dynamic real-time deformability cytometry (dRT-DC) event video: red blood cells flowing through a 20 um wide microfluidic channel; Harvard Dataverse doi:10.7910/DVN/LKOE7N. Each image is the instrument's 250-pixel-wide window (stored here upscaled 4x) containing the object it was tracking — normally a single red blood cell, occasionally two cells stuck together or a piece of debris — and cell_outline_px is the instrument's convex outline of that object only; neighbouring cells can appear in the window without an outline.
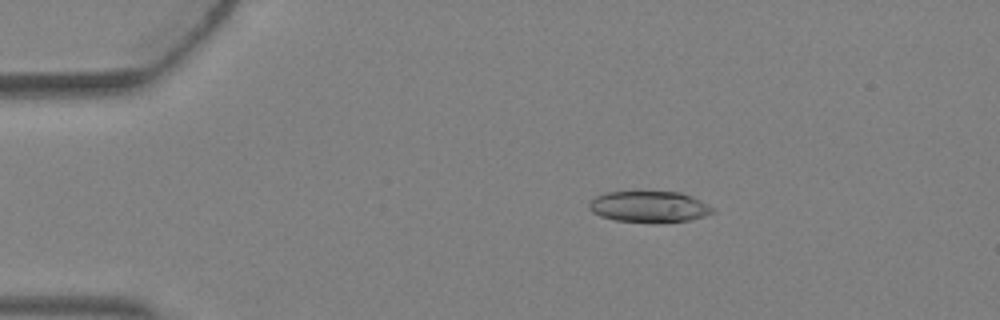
{"species": "Egyptian fruit bat (a non-hibernating species)", "species_latin": "Rousettus aegyptiacus", "temperature_condition": "warm", "stored_images_in_passage": 3, "camera_frame_rate_fps": 3000, "um_per_image_px": 0.085, "animal": {"sex": "female"}, "frame": {"image": 1, "passage_image": 2, "time_ms": 0.333, "image_size_px": [1000, 320], "cell_outline_px": [[716, 212], [704, 216], [688, 220], [616, 220], [600, 216], [592, 212], [588, 208], [588, 204], [596, 196], [604, 192], [680, 192], [692, 196], [716, 208]], "centroid_in_image_um": [55.19, 17.53], "position_along_channel_um": 29.8, "area_um2": 21.79}}